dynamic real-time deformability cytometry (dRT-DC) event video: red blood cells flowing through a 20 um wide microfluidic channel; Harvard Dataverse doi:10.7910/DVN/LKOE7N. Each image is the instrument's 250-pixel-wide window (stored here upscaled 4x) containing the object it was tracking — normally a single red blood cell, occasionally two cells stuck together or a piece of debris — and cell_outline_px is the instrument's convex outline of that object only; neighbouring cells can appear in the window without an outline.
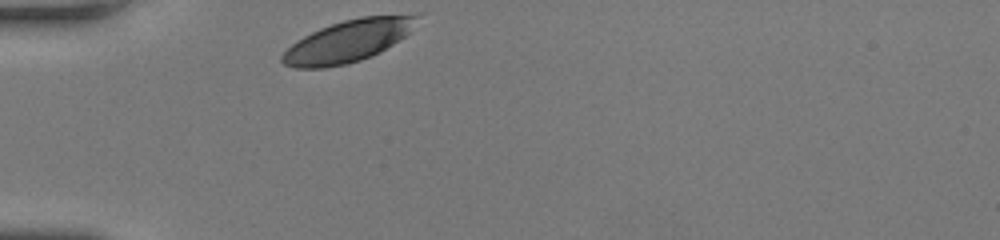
{"species": "human", "species_latin": "Homo sapiens", "temperature_condition": "room temperature", "stored_images_in_passage": 27, "camera_frame_rate_fps": 3000, "um_per_image_px": 0.085, "donor": {"sex": "female"}, "frame": {"image": 1, "passage_image": 1, "time_ms": 0.0, "image_size_px": [1000, 240], "cell_outline_px": [[420, 16], [408, 32], [404, 36], [380, 52], [372, 56], [360, 60], [344, 64], [324, 68], [296, 68], [284, 64], [280, 60], [280, 56], [296, 40], [320, 28], [344, 20], [360, 16], [416, 12], [420, 12]], "centroid_in_image_um": [29.62, 3.45], "position_along_channel_um": 55.4, "area_um2": 33.12}}
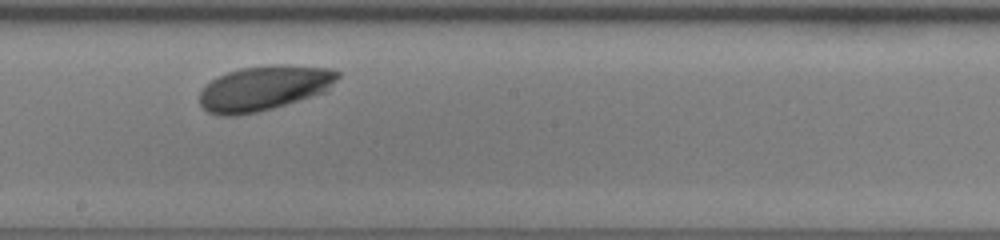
{"frame": {"image": 2, "passage_image": 15, "time_ms": 4.667, "image_size_px": [1000, 240], "cell_outline_px": [[340, 76], [328, 92], [272, 108], [256, 112], [236, 116], [224, 116], [208, 112], [200, 104], [200, 92], [212, 80], [228, 72], [240, 68], [272, 64], [288, 64], [332, 68], [340, 72]], "centroid_in_image_um": [22.53, 7.47], "position_along_channel_um": 225.7, "area_um2": 36.41}}
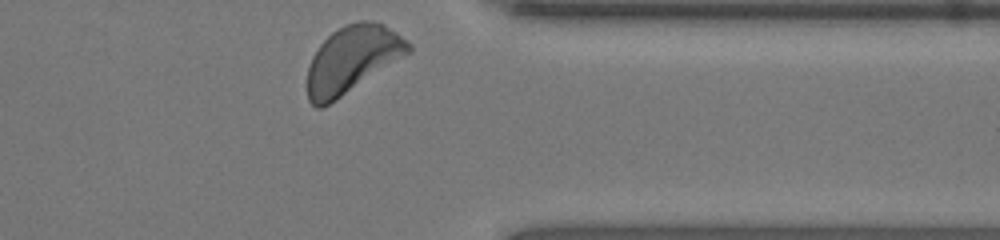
{"frame": {"image": 3, "passage_image": 27, "time_ms": 8.667, "image_size_px": [1000, 240], "cell_outline_px": [[412, 52], [328, 104], [320, 108], [316, 108], [308, 100], [308, 68], [312, 56], [320, 44], [332, 32], [344, 24], [360, 20], [368, 20], [384, 24], [408, 40], [412, 44]], "centroid_in_image_um": [29.96, 5.01], "position_along_channel_um": 381.4, "area_um2": 39.19}, "authors_computed_cell_mechanics": {"area_um2": 36.1828, "velocity_mm_per_s": 3.9875, "shape_relaxation_time_tau1_ms": 1.1241, "shape_relaxation_time_tau2_ms": null, "deformation_change_tau1": 0.0825, "deformation_change_tau2": null}}